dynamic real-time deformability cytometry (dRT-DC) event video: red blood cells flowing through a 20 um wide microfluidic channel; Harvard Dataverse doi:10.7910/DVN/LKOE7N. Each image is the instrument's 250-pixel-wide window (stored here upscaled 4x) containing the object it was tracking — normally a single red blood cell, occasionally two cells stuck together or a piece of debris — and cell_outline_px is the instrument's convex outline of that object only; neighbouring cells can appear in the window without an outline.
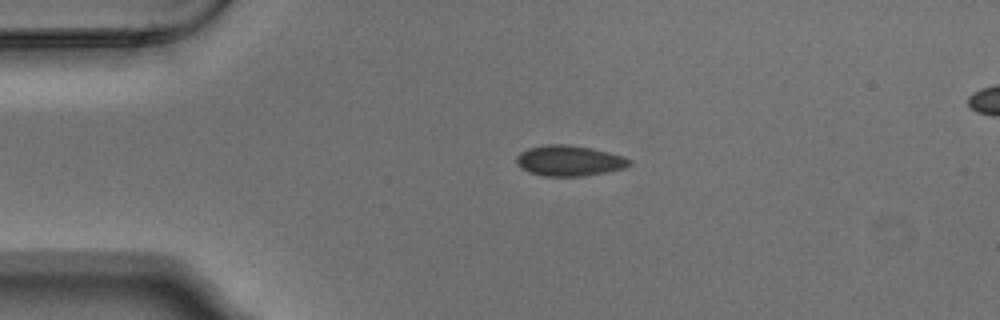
{"species": "Egyptian fruit bat (a non-hibernating species)", "species_latin": "Rousettus aegyptiacus", "temperature_condition": "warm", "stored_images_in_passage": 5, "segment_of_instrument_passage": [1, 2], "camera_frame_rate_fps": 3000, "um_per_image_px": 0.085, "animal": {"sex": "male"}, "frame": {"image": 1, "passage_image": 3, "time_ms": 0.667, "image_size_px": [1000, 320], "cell_outline_px": [[632, 164], [624, 168], [584, 176], [544, 176], [528, 172], [516, 164], [516, 156], [520, 152], [528, 148], [544, 144], [564, 144], [588, 148], [608, 152], [624, 156], [632, 160]], "centroid_in_image_um": [48.36, 13.66], "position_along_channel_um": 36.6, "area_um2": 20.11}}